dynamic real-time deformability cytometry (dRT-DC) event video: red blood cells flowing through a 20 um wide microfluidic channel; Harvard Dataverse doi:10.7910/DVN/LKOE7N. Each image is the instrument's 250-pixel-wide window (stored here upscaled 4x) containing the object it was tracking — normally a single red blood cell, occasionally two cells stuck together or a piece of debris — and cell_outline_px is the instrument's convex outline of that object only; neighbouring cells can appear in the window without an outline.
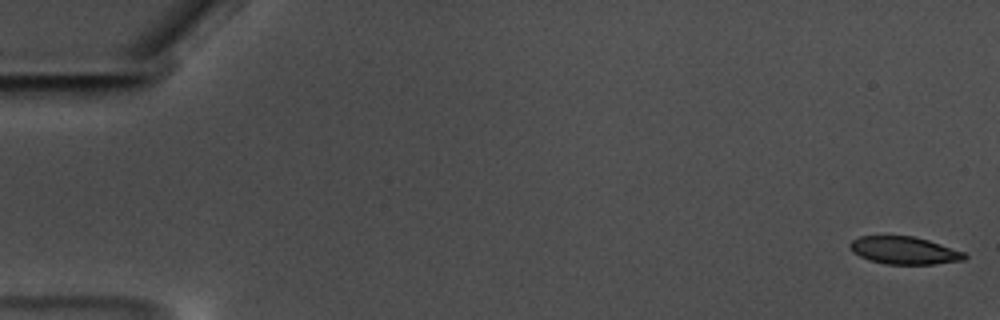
{"species": "common noctule bat (a hibernating species)", "species_latin": "Nyctalus noctula", "temperature_condition": "warm", "stored_images_in_passage": 15, "camera_frame_rate_fps": 3000, "um_per_image_px": 0.085, "animal": {"sex": "male", "body_mass_g": 17.5, "forearm_length_mm": 52.3}, "frame": {"image": 1, "passage_image": 1, "time_ms": 0.0, "image_size_px": [1000, 320], "cell_outline_px": [[968, 256], [964, 260], [932, 264], [884, 264], [868, 260], [852, 252], [848, 244], [852, 240], [860, 236], [912, 236], [928, 240], [964, 252]], "centroid_in_image_um": [76.83, 21.29], "position_along_channel_um": 8.2, "area_um2": 18.38}}